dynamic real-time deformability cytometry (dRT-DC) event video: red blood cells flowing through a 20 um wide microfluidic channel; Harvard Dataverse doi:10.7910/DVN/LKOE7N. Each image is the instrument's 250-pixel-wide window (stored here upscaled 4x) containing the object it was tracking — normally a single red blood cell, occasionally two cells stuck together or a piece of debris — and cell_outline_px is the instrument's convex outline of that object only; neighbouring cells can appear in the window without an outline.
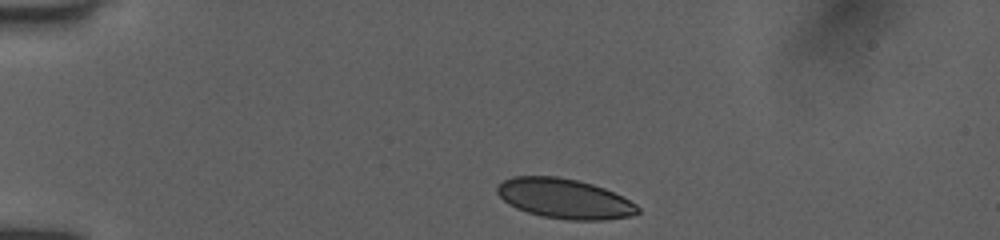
{"species": "human", "species_latin": "Homo sapiens", "temperature_condition": "room temperature", "stored_images_in_passage": 43, "camera_frame_rate_fps": 3000, "um_per_image_px": 0.085, "donor": {"sex": "female"}, "frame": {"image": 1, "passage_image": 1, "time_ms": 0.0, "image_size_px": [1000, 240], "cell_outline_px": [[640, 212], [632, 216], [608, 220], [568, 220], [540, 216], [516, 208], [508, 204], [496, 192], [496, 184], [512, 176], [556, 176], [576, 180], [592, 184], [604, 188], [636, 204], [640, 208]], "centroid_in_image_um": [47.96, 16.89], "position_along_channel_um": 37.0, "area_um2": 32.77}}
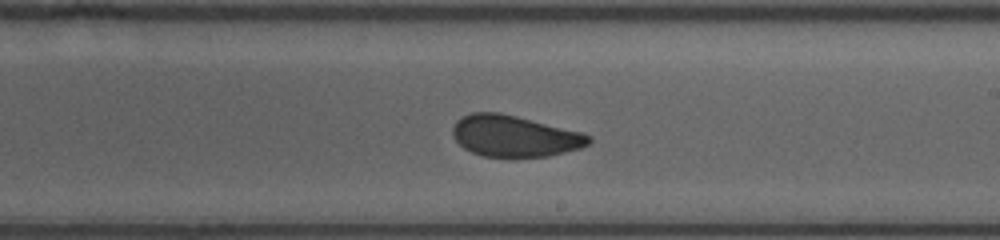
{"frame": {"image": 2, "passage_image": 22, "time_ms": 6.667, "image_size_px": [1000, 240], "cell_outline_px": [[592, 140], [588, 144], [580, 148], [548, 156], [484, 156], [472, 152], [464, 148], [452, 136], [452, 128], [456, 120], [472, 112], [500, 112], [584, 132], [592, 136]], "centroid_in_image_um": [43.75, 11.55], "position_along_channel_um": 245.3, "area_um2": 32.71}}
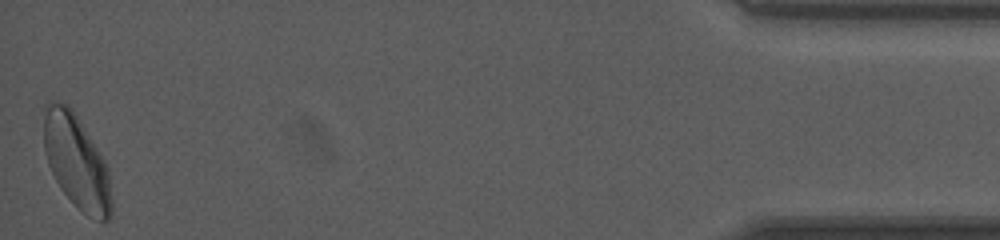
{"frame": {"image": 3, "passage_image": 43, "time_ms": 13.333, "image_size_px": [1000, 240], "cell_outline_px": [[112, 212], [108, 220], [100, 220], [88, 216], [80, 212], [60, 188], [48, 164], [44, 152], [44, 104], [48, 100], [56, 100], [68, 104], [72, 108], [104, 160], [108, 168], [112, 200]], "centroid_in_image_um": [6.49, 13.73], "position_along_channel_um": 428.7, "area_um2": 37.28}, "authors_computed_cell_mechanics": {"area_um2": 33.9864, "velocity_mm_per_s": 3.9761, "shape_relaxation_time_tau1_ms": 5.7061, "shape_relaxation_time_tau2_ms": 1.0951, "deformation_change_tau1": 0.0993, "deformation_change_tau2": 0.0545}}